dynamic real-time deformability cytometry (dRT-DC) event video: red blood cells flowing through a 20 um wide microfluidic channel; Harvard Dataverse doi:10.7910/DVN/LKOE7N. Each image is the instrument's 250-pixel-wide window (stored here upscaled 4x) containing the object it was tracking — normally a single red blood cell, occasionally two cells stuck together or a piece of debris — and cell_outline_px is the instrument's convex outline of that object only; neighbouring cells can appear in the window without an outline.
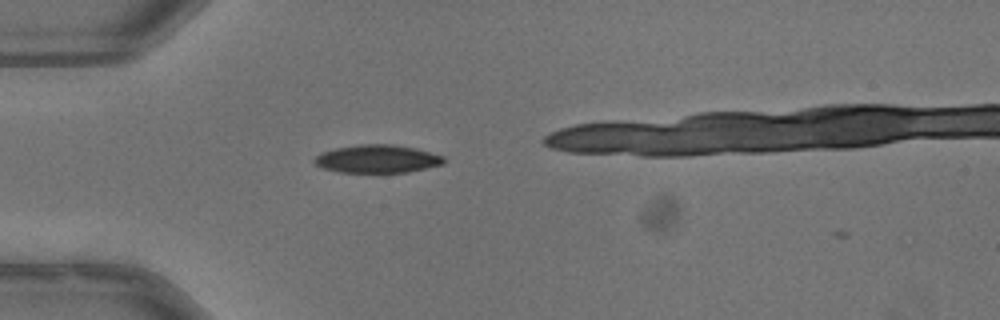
{"species": "common noctule bat (a hibernating species)", "species_latin": "Nyctalus noctula", "temperature_condition": "warm", "stored_images_in_passage": 28, "camera_frame_rate_fps": 3000, "um_per_image_px": 0.085, "animal": {"sex": "male", "body_mass_g": 13.3}, "frame": {"image": 1, "passage_image": 1, "time_ms": 0.0, "image_size_px": [1000, 320], "cell_outline_px": [[444, 164], [408, 172], [336, 172], [324, 168], [316, 164], [312, 160], [320, 152], [336, 148], [360, 144], [392, 144], [416, 148], [444, 156]], "centroid_in_image_um": [32.06, 13.5], "position_along_channel_um": 52.9, "area_um2": 21.15}}
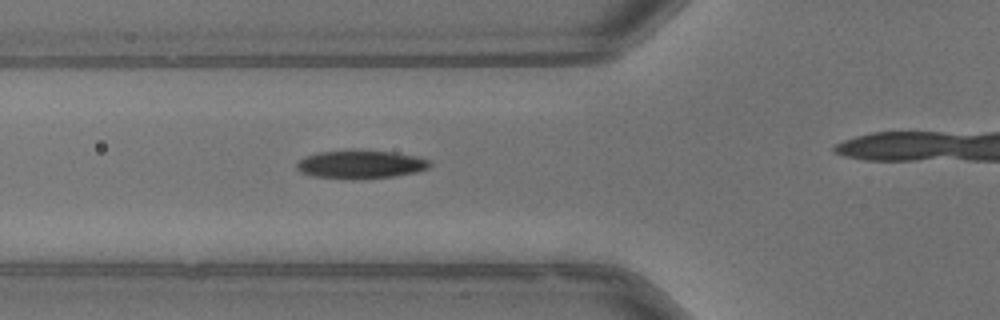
{"frame": {"image": 2, "passage_image": 5, "time_ms": 1.333, "image_size_px": [1000, 320], "cell_outline_px": [[432, 164], [428, 168], [416, 172], [392, 176], [312, 176], [300, 172], [296, 168], [296, 164], [300, 160], [308, 156], [320, 152], [352, 148], [360, 148], [392, 152], [416, 156], [428, 160]], "centroid_in_image_um": [30.67, 13.89], "position_along_channel_um": 95.1, "area_um2": 21.27}}
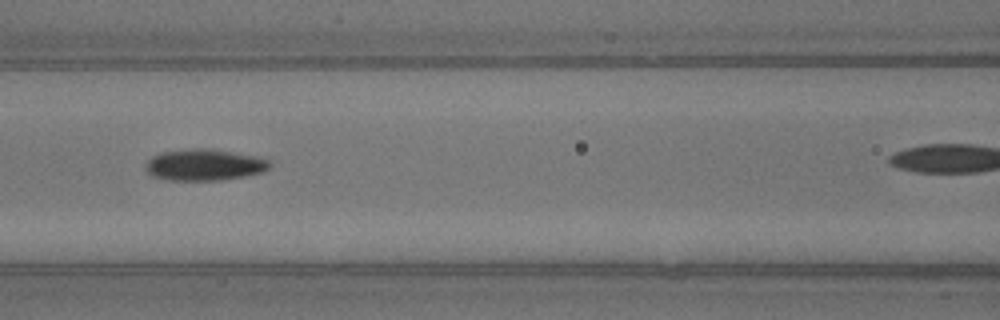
{"frame": {"image": 3, "passage_image": 9, "time_ms": 2.667, "image_size_px": [1000, 320], "cell_outline_px": [[272, 164], [268, 168], [260, 172], [244, 176], [220, 180], [168, 180], [152, 176], [144, 168], [144, 164], [152, 156], [160, 152], [192, 148], [208, 148], [232, 152], [252, 156], [268, 160]], "centroid_in_image_um": [17.29, 14.01], "position_along_channel_um": 149.3, "area_um2": 22.6}}